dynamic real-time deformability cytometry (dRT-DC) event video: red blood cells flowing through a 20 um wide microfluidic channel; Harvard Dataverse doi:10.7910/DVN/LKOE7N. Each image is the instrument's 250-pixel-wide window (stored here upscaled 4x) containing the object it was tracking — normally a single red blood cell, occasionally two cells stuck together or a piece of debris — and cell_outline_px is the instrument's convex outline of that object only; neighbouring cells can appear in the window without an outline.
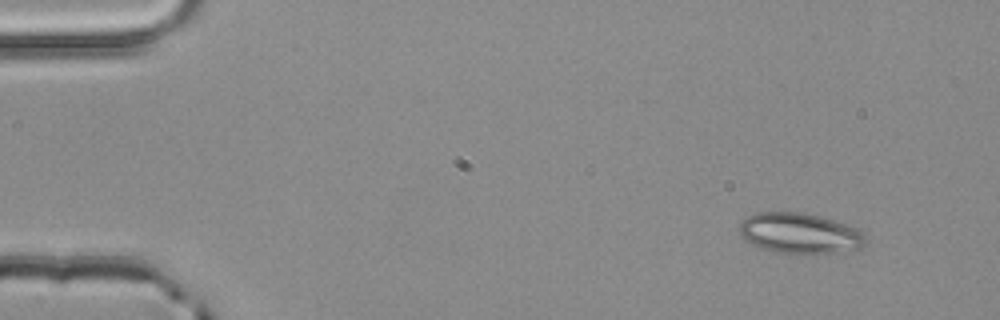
{"species": "common noctule bat (a hibernating species)", "species_latin": "Nyctalus noctula", "temperature_condition": "room temperature", "stored_images_in_passage": 4, "camera_frame_rate_fps": 3000, "um_per_image_px": 0.085, "animal": {"sex": "male", "body_mass_g": 20.4}, "frame": {"image": 1, "passage_image": 1, "time_ms": 0.0, "image_size_px": [1000, 320], "cell_outline_px": [[868, 240], [860, 248], [840, 252], [776, 252], [760, 248], [744, 240], [740, 236], [740, 224], [748, 216], [756, 212], [804, 212], [820, 216], [848, 224], [860, 228], [864, 232]], "centroid_in_image_um": [68.02, 19.8], "position_along_channel_um": 17.0, "area_um2": 29.82}}